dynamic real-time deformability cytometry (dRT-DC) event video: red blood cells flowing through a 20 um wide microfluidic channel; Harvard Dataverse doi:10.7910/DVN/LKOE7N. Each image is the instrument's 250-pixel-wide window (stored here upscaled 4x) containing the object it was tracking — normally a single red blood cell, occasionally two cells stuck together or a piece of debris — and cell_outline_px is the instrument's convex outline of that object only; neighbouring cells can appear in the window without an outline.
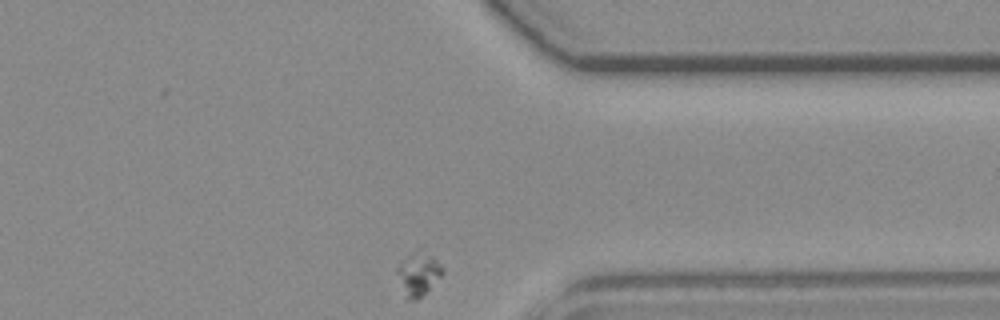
{"species": "common noctule bat (a hibernating species)", "species_latin": "Nyctalus noctula", "temperature_condition": "room temperature", "stored_images_in_passage": 35, "camera_frame_rate_fps": 3000, "um_per_image_px": 0.085, "animal": {"sex": "female", "body_mass_g": 19.3, "forearm_length_mm": 54.1}, "frame": {"image": 1, "passage_image": 35, "time_ms": 11.333, "image_size_px": [1000, 320], "cell_outline_px": [[444, 272], [416, 300], [404, 300], [396, 268], [412, 252], [420, 248], [432, 256], [444, 268]], "centroid_in_image_um": [35.53, 23.28], "position_along_channel_um": 375.9, "area_um2": 11.21}}